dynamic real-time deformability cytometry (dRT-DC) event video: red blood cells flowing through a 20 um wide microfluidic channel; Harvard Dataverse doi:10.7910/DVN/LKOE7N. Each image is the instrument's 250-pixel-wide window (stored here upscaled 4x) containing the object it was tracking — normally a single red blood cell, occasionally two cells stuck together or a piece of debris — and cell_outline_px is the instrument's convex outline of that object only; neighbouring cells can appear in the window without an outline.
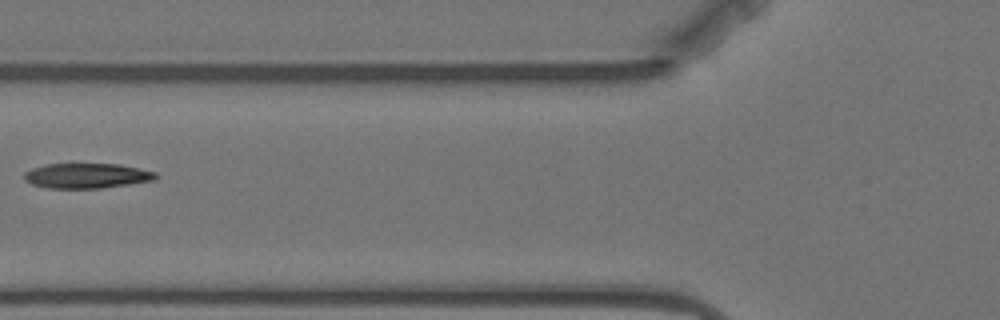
{"species": "Egyptian fruit bat (a non-hibernating species)", "species_latin": "Rousettus aegyptiacus", "temperature_condition": "warm", "stored_images_in_passage": 11, "camera_frame_rate_fps": 3000, "um_per_image_px": 0.085, "animal": {"sex": "female"}, "frame": {"image": 1, "passage_image": 7, "time_ms": 8.333, "image_size_px": [1000, 320], "cell_outline_px": [[156, 176], [152, 180], [128, 184], [100, 188], [44, 188], [32, 184], [24, 180], [24, 172], [32, 168], [44, 164], [120, 164], [156, 172]], "centroid_in_image_um": [7.3, 14.93], "position_along_channel_um": 118.5, "area_um2": 19.07}}
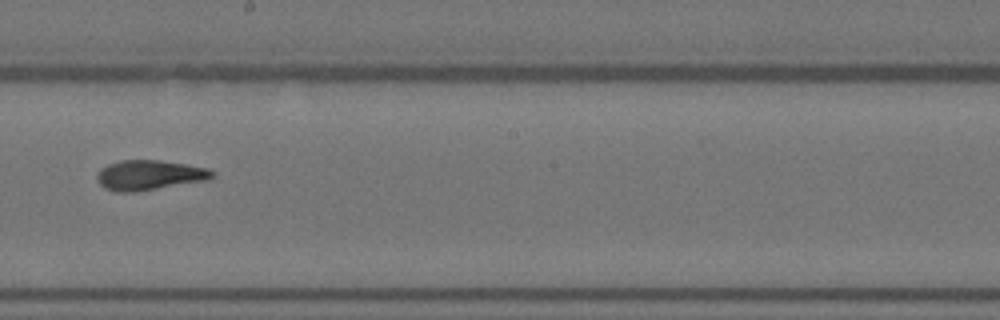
{"frame": {"image": 2, "passage_image": 10, "time_ms": 11.667, "image_size_px": [1000, 320], "cell_outline_px": [[216, 176], [208, 180], [136, 192], [116, 192], [104, 188], [96, 180], [96, 172], [100, 168], [108, 164], [120, 160], [160, 160], [208, 168], [216, 172]], "centroid_in_image_um": [12.68, 14.89], "position_along_channel_um": 235.5, "area_um2": 20.4}}
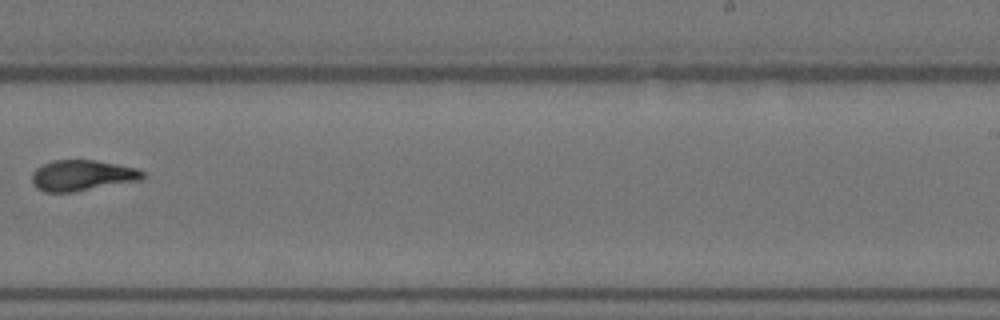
{"frame": {"image": 3, "passage_image": 11, "time_ms": 13.0, "image_size_px": [1000, 320], "cell_outline_px": [[144, 180], [76, 192], [44, 192], [36, 188], [32, 184], [32, 172], [36, 168], [52, 160], [92, 160], [116, 164], [136, 168], [144, 172]], "centroid_in_image_um": [6.99, 14.93], "position_along_channel_um": 282.0, "area_um2": 20.11}}